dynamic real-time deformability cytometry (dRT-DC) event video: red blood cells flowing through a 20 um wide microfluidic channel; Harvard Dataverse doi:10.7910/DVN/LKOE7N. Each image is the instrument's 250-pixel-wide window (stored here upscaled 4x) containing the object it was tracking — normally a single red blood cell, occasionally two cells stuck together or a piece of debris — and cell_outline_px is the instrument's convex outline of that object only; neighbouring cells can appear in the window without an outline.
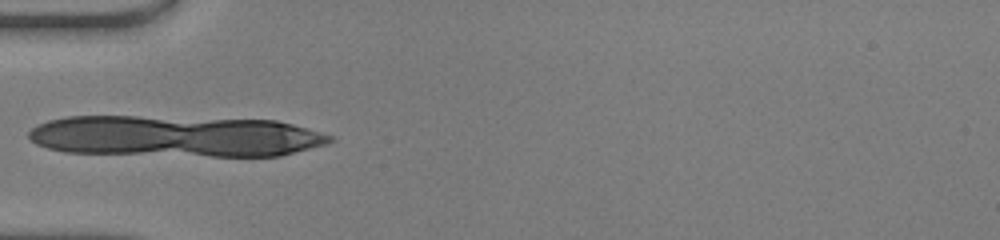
{"species": "human", "species_latin": "Homo sapiens", "temperature_condition": "warm", "stored_images_in_passage": 31, "camera_frame_rate_fps": 3000, "um_per_image_px": 0.085, "donor": {"sex": "male"}, "frame": {"image": 1, "passage_image": 1, "time_ms": 0.0, "image_size_px": [1000, 240], "cell_outline_px": [[284, 124], [176, 144], [152, 148], [64, 148], [64, 120], [104, 116], [108, 116], [260, 120]], "centroid_in_image_um": [12.71, 11.13], "position_along_channel_um": 72.3, "area_um2": 35.78}}
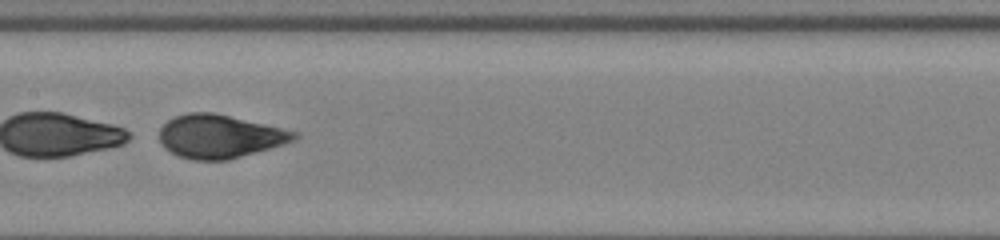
{"frame": {"image": 2, "passage_image": 10, "time_ms": 3.0, "image_size_px": [1000, 240], "cell_outline_px": [[284, 136], [268, 144], [256, 148], [228, 156], [192, 156], [180, 152], [176, 148], [172, 124], [176, 120], [188, 116], [220, 116], [268, 128]], "centroid_in_image_um": [18.63, 11.56], "position_along_channel_um": 188.8, "area_um2": 23.64}}